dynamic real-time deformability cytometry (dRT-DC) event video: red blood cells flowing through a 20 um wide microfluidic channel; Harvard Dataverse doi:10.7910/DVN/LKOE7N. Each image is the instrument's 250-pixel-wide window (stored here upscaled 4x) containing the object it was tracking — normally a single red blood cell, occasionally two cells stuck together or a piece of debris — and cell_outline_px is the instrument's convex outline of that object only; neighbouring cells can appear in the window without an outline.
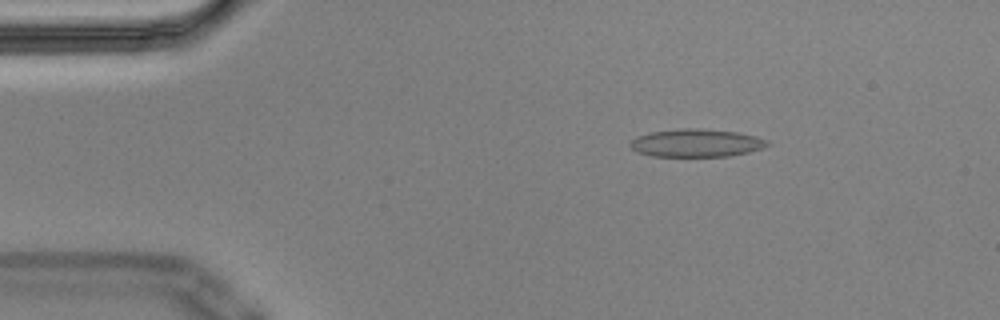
{"species": "Egyptian fruit bat (a non-hibernating species)", "species_latin": "Rousettus aegyptiacus", "temperature_condition": "cold", "stored_images_in_passage": 55, "camera_frame_rate_fps": 3000, "um_per_image_px": 0.085, "animal": {"sex": "male"}, "frame": {"image": 1, "passage_image": 8, "time_ms": 2.333, "image_size_px": [1000, 320], "cell_outline_px": [[768, 144], [764, 148], [748, 152], [728, 156], [652, 156], [636, 152], [628, 144], [636, 136], [652, 132], [684, 128], [696, 128], [736, 132], [756, 136], [768, 140]], "centroid_in_image_um": [59.17, 12.15], "position_along_channel_um": 25.8, "area_um2": 22.2}}
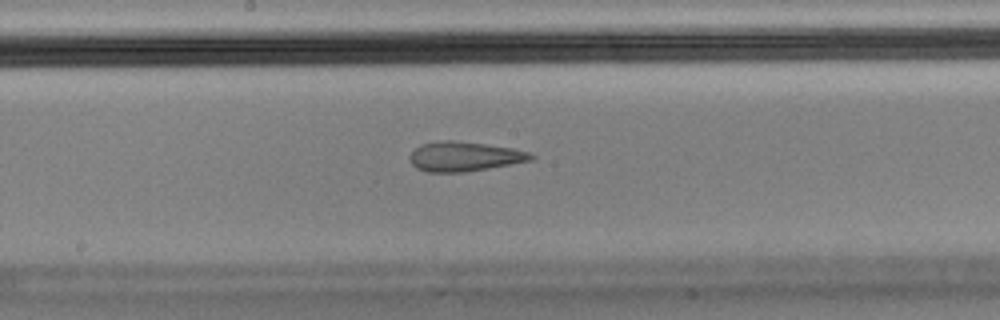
{"frame": {"image": 2, "passage_image": 28, "time_ms": 9.0, "image_size_px": [1000, 320], "cell_outline_px": [[536, 156], [532, 160], [488, 168], [464, 172], [428, 172], [416, 168], [412, 164], [408, 156], [420, 144], [436, 140], [452, 140], [484, 144], [512, 148], [528, 152]], "centroid_in_image_um": [39.43, 13.29], "position_along_channel_um": 208.8, "area_um2": 20.87}}
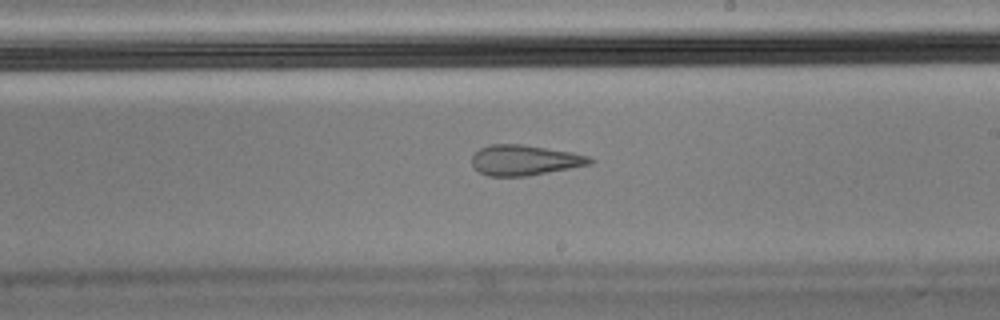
{"frame": {"image": 3, "passage_image": 31, "time_ms": 10.0, "image_size_px": [1000, 320], "cell_outline_px": [[596, 160], [592, 164], [528, 176], [488, 176], [480, 172], [472, 164], [472, 156], [480, 148], [492, 144], [520, 144], [572, 152], [588, 156]], "centroid_in_image_um": [44.62, 13.62], "position_along_channel_um": 244.4, "area_um2": 20.81}, "authors_computed_cell_mechanics": {"area_um2": 22.4264, "velocity_mm_per_s": 3.5844, "shape_relaxation_time_tau1_ms": null, "shape_relaxation_time_tau2_ms": 2.1776, "deformation_change_tau1": null, "deformation_change_tau2": 0.1147}}